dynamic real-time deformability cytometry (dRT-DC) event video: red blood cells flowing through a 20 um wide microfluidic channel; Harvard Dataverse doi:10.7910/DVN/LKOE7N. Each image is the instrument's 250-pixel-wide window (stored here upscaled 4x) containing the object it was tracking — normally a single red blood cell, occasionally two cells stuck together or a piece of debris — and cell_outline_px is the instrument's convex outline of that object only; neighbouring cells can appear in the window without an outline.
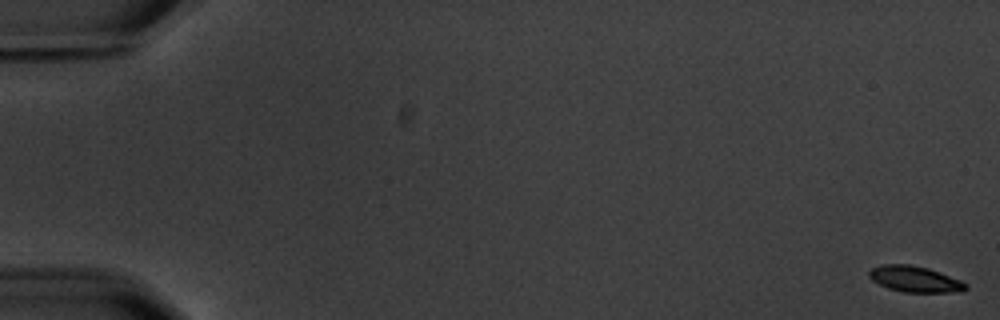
{"species": "common noctule bat (a hibernating species)", "species_latin": "Nyctalus noctula", "temperature_condition": "warm", "stored_images_in_passage": 6, "camera_frame_rate_fps": 3000, "um_per_image_px": 0.085, "animal": {"sex": "male", "body_mass_g": 20.1, "forearm_length_mm": 53.5}, "frame": {"image": 1, "passage_image": 1, "time_ms": 0.0, "image_size_px": [1000, 320], "cell_outline_px": [[968, 288], [960, 292], [904, 292], [888, 288], [872, 280], [868, 276], [868, 272], [872, 268], [880, 264], [908, 264], [928, 268], [940, 272], [960, 280], [968, 284]], "centroid_in_image_um": [77.77, 23.72], "position_along_channel_um": 7.2, "area_um2": 14.68}}
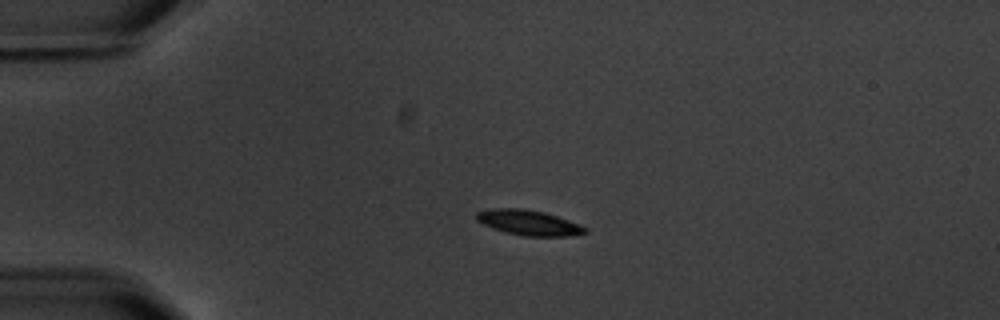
{"frame": {"image": 2, "passage_image": 5, "time_ms": 4.667, "image_size_px": [1000, 320], "cell_outline_px": [[588, 232], [568, 236], [524, 236], [504, 232], [492, 228], [476, 220], [476, 212], [492, 208], [520, 208], [544, 212], [580, 224], [588, 228]], "centroid_in_image_um": [44.93, 18.93], "position_along_channel_um": 40.1, "area_um2": 15.95}}